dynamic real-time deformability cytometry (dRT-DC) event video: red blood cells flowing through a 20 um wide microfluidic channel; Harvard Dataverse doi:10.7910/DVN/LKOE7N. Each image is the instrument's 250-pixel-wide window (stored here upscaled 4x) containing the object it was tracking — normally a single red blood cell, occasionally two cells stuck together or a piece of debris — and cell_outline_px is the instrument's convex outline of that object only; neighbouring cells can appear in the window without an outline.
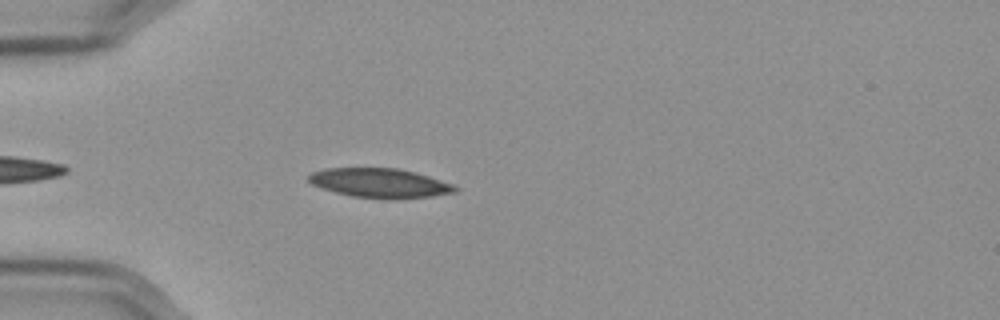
{"species": "Egyptian fruit bat (a non-hibernating species)", "species_latin": "Rousettus aegyptiacus", "temperature_condition": "cold", "stored_images_in_passage": 42, "camera_frame_rate_fps": 3000, "um_per_image_px": 0.085, "frame": {"image": 1, "passage_image": 5, "time_ms": 1.333, "image_size_px": [1000, 320], "cell_outline_px": [[460, 188], [456, 192], [432, 196], [396, 200], [384, 200], [352, 196], [336, 192], [312, 184], [308, 180], [308, 176], [312, 172], [324, 168], [396, 168], [428, 176], [452, 184]], "centroid_in_image_um": [32.3, 15.58], "position_along_channel_um": 52.7, "area_um2": 25.14}}
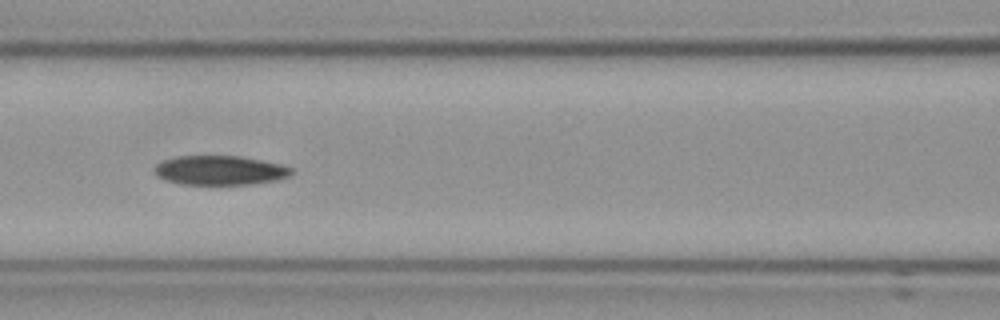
{"frame": {"image": 2, "passage_image": 14, "time_ms": 4.333, "image_size_px": [1000, 320], "cell_outline_px": [[292, 172], [288, 176], [276, 180], [252, 184], [180, 184], [164, 180], [156, 176], [156, 164], [164, 160], [180, 156], [236, 156], [260, 160], [280, 164], [292, 168]], "centroid_in_image_um": [18.67, 14.48], "position_along_channel_um": 147.9, "area_um2": 23.12}}
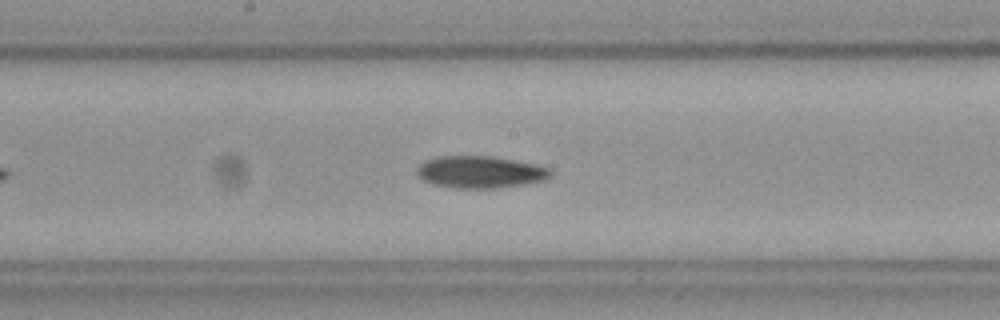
{"frame": {"image": 3, "passage_image": 19, "time_ms": 6.0, "image_size_px": [1000, 320], "cell_outline_px": [[552, 172], [544, 180], [524, 184], [496, 188], [460, 188], [432, 184], [424, 180], [416, 172], [420, 164], [424, 160], [440, 156], [492, 156], [532, 164], [548, 168]], "centroid_in_image_um": [40.77, 14.62], "position_along_channel_um": 207.4, "area_um2": 24.57}}